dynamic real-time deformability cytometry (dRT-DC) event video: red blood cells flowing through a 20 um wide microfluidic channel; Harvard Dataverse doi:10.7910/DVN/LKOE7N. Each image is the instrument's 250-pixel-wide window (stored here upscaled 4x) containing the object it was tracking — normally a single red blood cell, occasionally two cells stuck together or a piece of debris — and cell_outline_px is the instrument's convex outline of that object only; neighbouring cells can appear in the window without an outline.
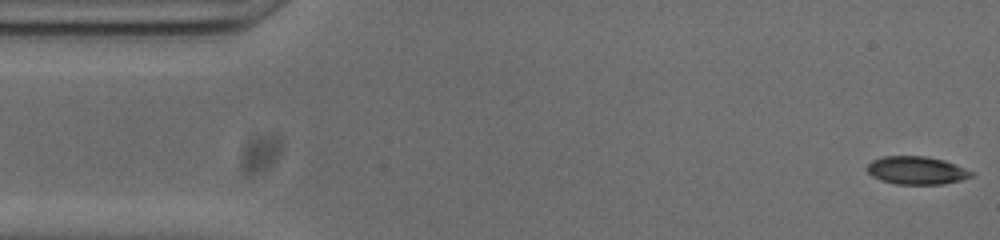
{"species": "common noctule bat (a hibernating species)", "species_latin": "Nyctalus noctula", "temperature_condition": "cold", "stored_images_in_passage": 52, "camera_frame_rate_fps": 3000, "um_per_image_px": 0.085, "animal": {"sex": "male", "body_mass_g": 20.0, "forearm_length_mm": 53.3}, "frame": {"image": 1, "passage_image": 1, "time_ms": 0.0, "image_size_px": [1000, 240], "cell_outline_px": [[976, 176], [944, 184], [896, 184], [880, 180], [872, 176], [864, 168], [872, 160], [884, 156], [924, 156], [944, 160], [956, 164], [976, 172]], "centroid_in_image_um": [77.94, 14.48], "position_along_channel_um": 7.1, "area_um2": 17.28}}
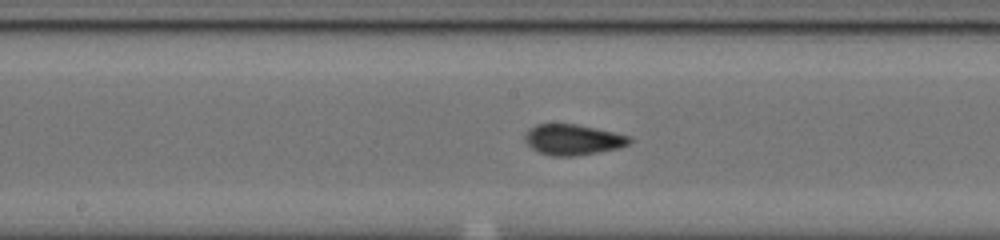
{"frame": {"image": 2, "passage_image": 25, "time_ms": 8.0, "image_size_px": [1000, 240], "cell_outline_px": [[632, 140], [628, 144], [620, 148], [572, 156], [552, 156], [540, 152], [532, 148], [524, 140], [524, 132], [528, 128], [536, 124], [576, 124], [632, 136]], "centroid_in_image_um": [48.68, 11.86], "position_along_channel_um": 199.5, "area_um2": 18.67}}
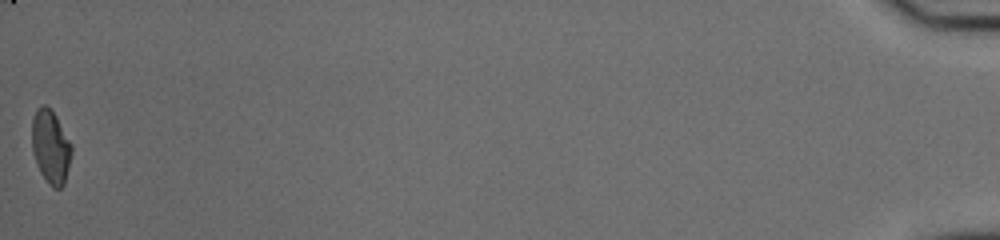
{"frame": {"image": 3, "passage_image": 52, "time_ms": 17.0, "image_size_px": [1000, 240], "cell_outline_px": [[72, 152], [64, 184], [60, 188], [52, 188], [48, 184], [40, 172], [36, 164], [32, 152], [32, 116], [36, 108], [40, 104], [44, 104], [56, 116], [72, 144]], "centroid_in_image_um": [4.29, 12.47], "position_along_channel_um": 430.9, "area_um2": 17.17}, "authors_computed_cell_mechanics": {"area_um2": 17.8313, "velocity_mm_per_s": 3.8265, "shape_relaxation_time_tau1_ms": 7.8043, "shape_relaxation_time_tau2_ms": 1.4123, "deformation_change_tau1": 0.1665, "deformation_change_tau2": 0.0496}}